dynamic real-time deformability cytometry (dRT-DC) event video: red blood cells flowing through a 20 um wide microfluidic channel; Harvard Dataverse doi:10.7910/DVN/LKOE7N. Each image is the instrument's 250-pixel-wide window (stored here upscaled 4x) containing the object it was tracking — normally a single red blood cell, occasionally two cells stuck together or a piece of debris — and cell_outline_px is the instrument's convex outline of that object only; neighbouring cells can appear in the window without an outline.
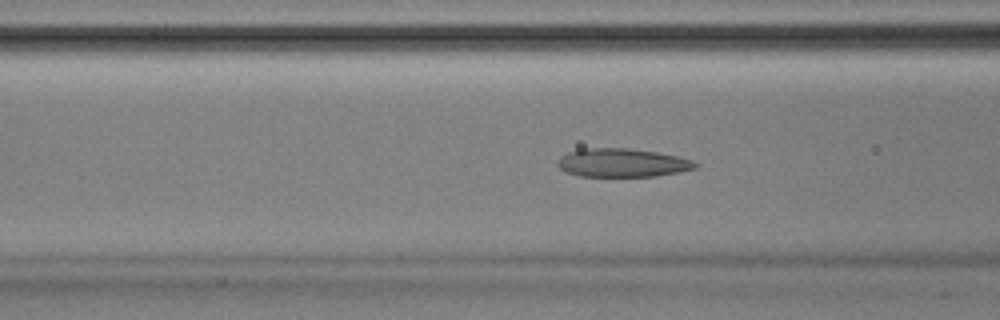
{"species": "Egyptian fruit bat (a non-hibernating species)", "species_latin": "Rousettus aegyptiacus", "temperature_condition": "room temperature", "stored_images_in_passage": 50, "camera_frame_rate_fps": 3000, "um_per_image_px": 0.085, "animal": {"sex": "male"}, "frame": {"image": 1, "passage_image": 18, "time_ms": 5.667, "image_size_px": [1000, 320], "cell_outline_px": [[700, 164], [696, 168], [656, 176], [580, 176], [568, 172], [560, 168], [556, 164], [560, 156], [568, 152], [580, 148], [628, 148], [656, 152], [676, 156], [692, 160]], "centroid_in_image_um": [52.87, 13.83], "position_along_channel_um": 113.7, "area_um2": 22.77}}
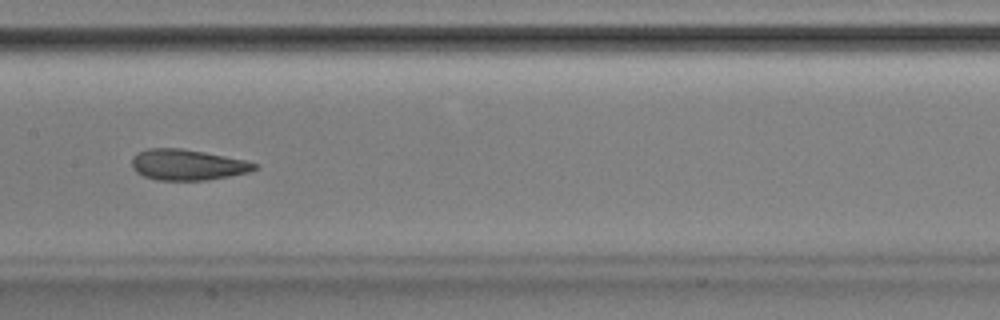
{"frame": {"image": 2, "passage_image": 24, "time_ms": 7.667, "image_size_px": [1000, 320], "cell_outline_px": [[256, 168], [248, 172], [208, 180], [156, 180], [144, 176], [136, 172], [132, 168], [132, 156], [136, 152], [148, 148], [180, 148], [204, 152], [244, 160], [256, 164]], "centroid_in_image_um": [15.86, 14.0], "position_along_channel_um": 191.5, "area_um2": 21.91}}
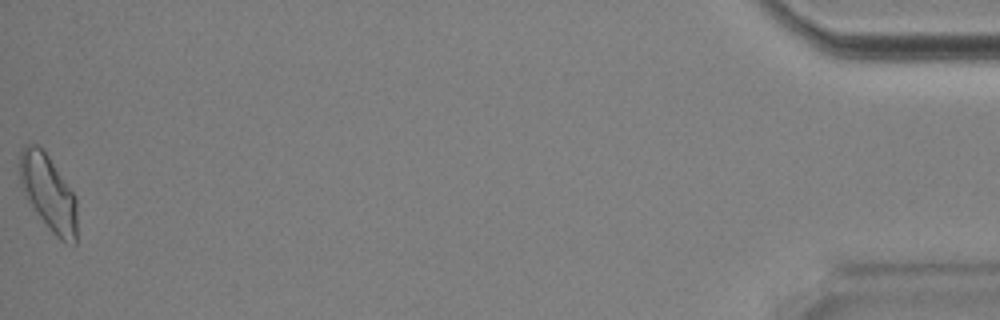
{"frame": {"image": 3, "passage_image": 50, "time_ms": 16.333, "image_size_px": [1000, 320], "cell_outline_px": [[76, 244], [72, 244], [60, 240], [52, 232], [28, 200], [20, 184], [20, 148], [24, 144], [36, 144], [48, 156], [76, 196]], "centroid_in_image_um": [4.12, 16.37], "position_along_channel_um": 431.1, "area_um2": 24.91}, "authors_computed_cell_mechanics": {"area_um2": 22.831, "velocity_mm_per_s": 3.8814, "shape_relaxation_time_tau1_ms": 6.4717, "shape_relaxation_time_tau2_ms": 1.8456, "deformation_change_tau1": 0.1638, "deformation_change_tau2": 0.0952}}